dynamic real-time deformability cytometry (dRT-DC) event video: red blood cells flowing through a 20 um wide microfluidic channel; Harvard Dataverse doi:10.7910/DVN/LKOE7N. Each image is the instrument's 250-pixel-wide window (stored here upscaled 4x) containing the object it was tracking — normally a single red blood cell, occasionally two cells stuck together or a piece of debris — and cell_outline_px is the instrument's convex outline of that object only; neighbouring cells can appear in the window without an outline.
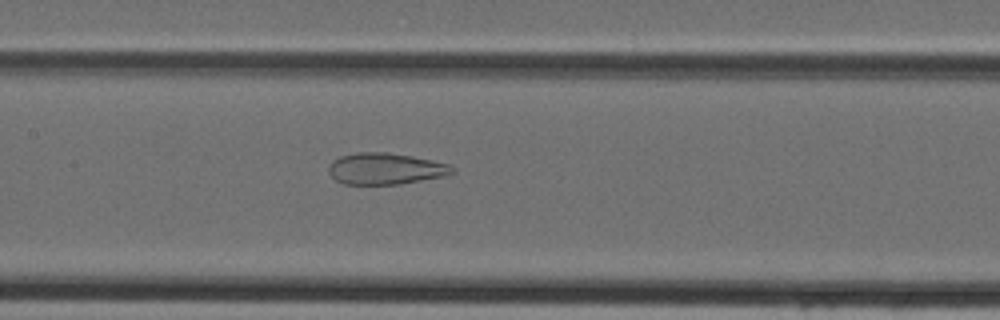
{"species": "Egyptian fruit bat (a non-hibernating species)", "species_latin": "Rousettus aegyptiacus", "temperature_condition": "cold", "stored_images_in_passage": 27, "camera_frame_rate_fps": 3000, "um_per_image_px": 0.085, "animal": {"sex": "female"}, "frame": {"image": 1, "passage_image": 13, "time_ms": 4.0, "image_size_px": [1000, 320], "cell_outline_px": [[456, 172], [444, 176], [400, 184], [344, 184], [336, 180], [328, 172], [328, 168], [332, 160], [340, 156], [356, 152], [388, 152], [412, 156], [432, 160], [448, 164], [456, 168]], "centroid_in_image_um": [32.77, 14.33], "position_along_channel_um": 174.6, "area_um2": 22.77}}
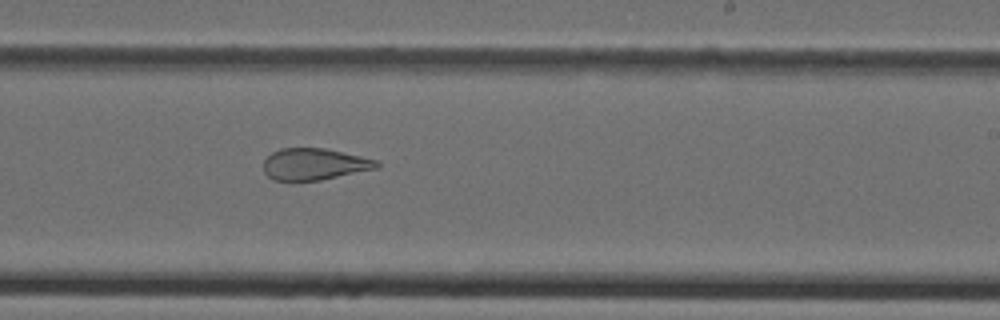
{"frame": {"image": 2, "passage_image": 19, "time_ms": 6.0, "image_size_px": [1000, 320], "cell_outline_px": [[380, 168], [320, 180], [276, 180], [268, 176], [264, 172], [264, 160], [272, 152], [280, 148], [324, 148], [380, 160]], "centroid_in_image_um": [26.77, 13.94], "position_along_channel_um": 262.2, "area_um2": 20.92}}
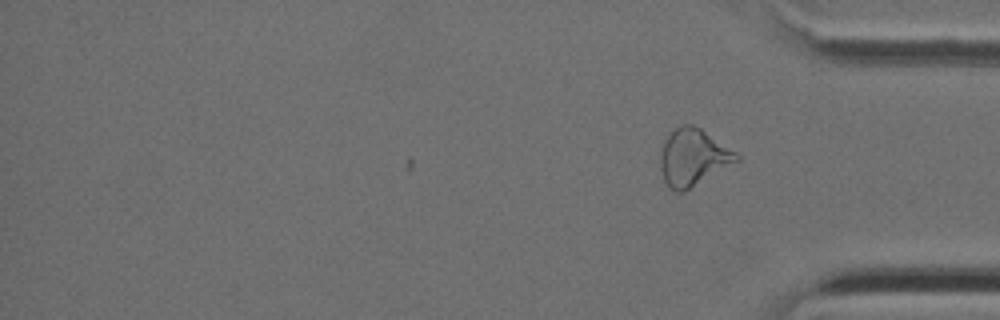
{"frame": {"image": 3, "passage_image": 27, "time_ms": 8.667, "image_size_px": [1000, 320], "cell_outline_px": [[740, 160], [684, 192], [676, 192], [668, 188], [664, 180], [660, 168], [660, 152], [664, 140], [676, 128], [684, 124], [692, 124], [700, 128], [736, 152], [740, 156]], "centroid_in_image_um": [58.89, 13.4], "position_along_channel_um": 376.3, "area_um2": 25.2}}